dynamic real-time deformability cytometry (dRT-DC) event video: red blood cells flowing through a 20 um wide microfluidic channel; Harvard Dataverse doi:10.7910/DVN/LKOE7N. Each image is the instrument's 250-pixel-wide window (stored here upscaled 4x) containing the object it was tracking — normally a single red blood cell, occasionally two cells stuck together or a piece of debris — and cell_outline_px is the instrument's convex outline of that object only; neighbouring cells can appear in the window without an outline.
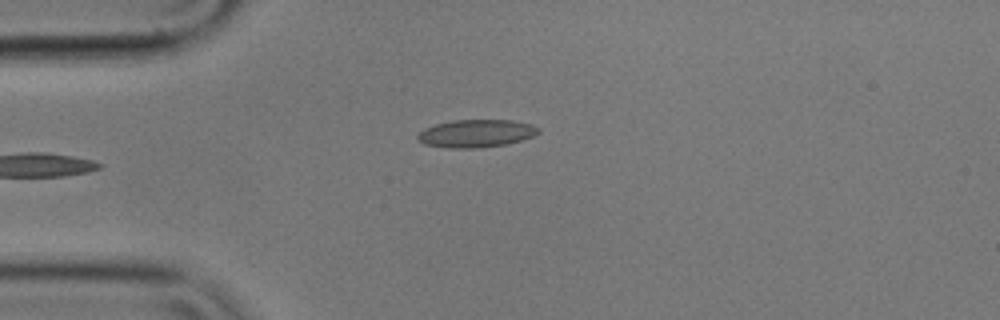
{"species": "common noctule bat (a hibernating species)", "species_latin": "Nyctalus noctula", "temperature_condition": "cold", "stored_images_in_passage": 4, "camera_frame_rate_fps": 3000, "um_per_image_px": 0.085, "animal": {"sex": "male", "body_mass_g": 17.9}, "frame": {"image": 1, "passage_image": 4, "time_ms": 1.0, "image_size_px": [1000, 320], "cell_outline_px": [[540, 132], [532, 136], [508, 144], [476, 148], [452, 148], [424, 144], [416, 136], [424, 128], [436, 124], [452, 120], [512, 120], [532, 124], [540, 128]], "centroid_in_image_um": [40.49, 11.33], "position_along_channel_um": 44.5, "area_um2": 19.48}}